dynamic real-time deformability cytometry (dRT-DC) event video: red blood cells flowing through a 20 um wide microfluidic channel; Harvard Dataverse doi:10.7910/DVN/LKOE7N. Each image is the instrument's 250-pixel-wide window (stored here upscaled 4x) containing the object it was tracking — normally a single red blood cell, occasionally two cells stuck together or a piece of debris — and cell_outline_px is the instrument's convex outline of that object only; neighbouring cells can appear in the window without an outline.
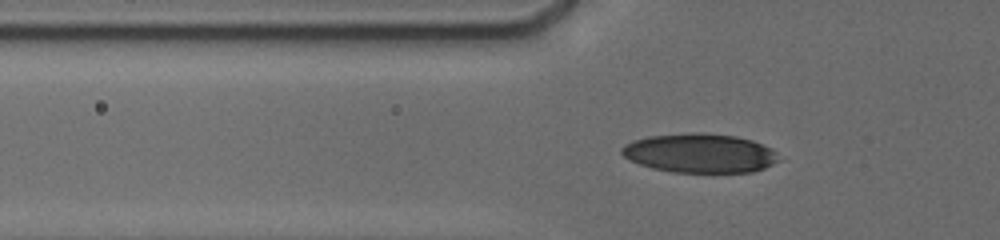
{"species": "human", "species_latin": "Homo sapiens", "temperature_condition": "cold", "stored_images_in_passage": 44, "camera_frame_rate_fps": 3000, "um_per_image_px": 0.085, "donor": {"sex": "male"}, "frame": {"image": 1, "passage_image": 19, "time_ms": 7.0, "image_size_px": [1000, 240], "cell_outline_px": [[780, 160], [764, 168], [752, 172], [672, 172], [652, 168], [640, 164], [624, 156], [620, 152], [620, 148], [624, 144], [632, 140], [648, 136], [692, 132], [696, 132], [736, 136], [752, 140], [772, 148], [776, 152]], "centroid_in_image_um": [59.48, 13.01], "position_along_channel_um": 66.3, "area_um2": 35.89}}
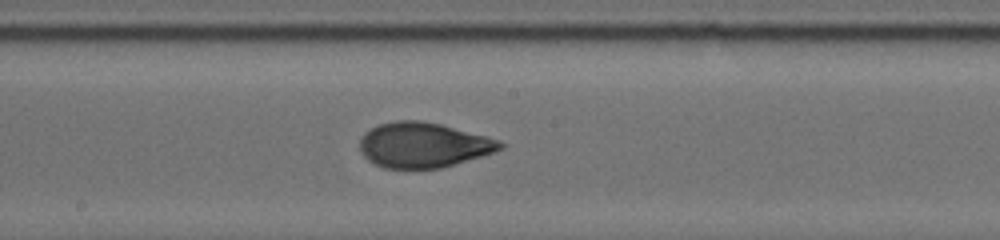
{"frame": {"image": 2, "passage_image": 29, "time_ms": 11.0, "image_size_px": [1000, 240], "cell_outline_px": [[504, 148], [480, 156], [440, 168], [384, 168], [368, 160], [360, 152], [360, 140], [364, 132], [380, 124], [396, 120], [416, 120], [440, 124], [484, 136], [496, 140], [504, 144]], "centroid_in_image_um": [35.92, 12.32], "position_along_channel_um": 212.3, "area_um2": 36.3}}
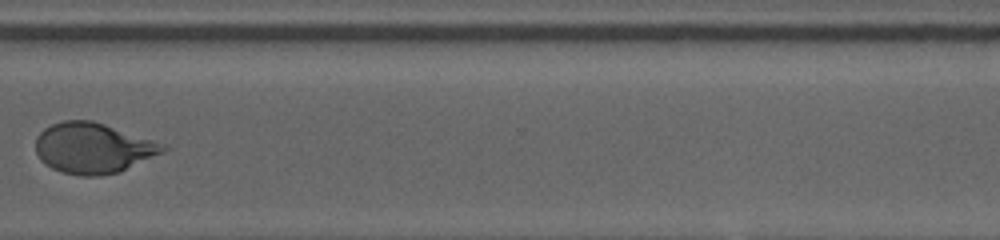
{"frame": {"image": 3, "passage_image": 39, "time_ms": 15.0, "image_size_px": [1000, 240], "cell_outline_px": [[168, 148], [120, 172], [100, 176], [80, 176], [64, 172], [52, 168], [40, 160], [36, 152], [36, 136], [44, 128], [52, 124], [64, 120], [92, 120], [152, 140]], "centroid_in_image_um": [7.83, 12.59], "position_along_channel_um": 362.8, "area_um2": 36.88}, "authors_computed_cell_mechanics": {"area_um2": 35.8649, "velocity_mm_per_s": 3.7695, "shape_relaxation_time_tau1_ms": 4.7313, "shape_relaxation_time_tau2_ms": 1.0329, "deformation_change_tau1": 0.1808, "deformation_change_tau2": 0.058}}